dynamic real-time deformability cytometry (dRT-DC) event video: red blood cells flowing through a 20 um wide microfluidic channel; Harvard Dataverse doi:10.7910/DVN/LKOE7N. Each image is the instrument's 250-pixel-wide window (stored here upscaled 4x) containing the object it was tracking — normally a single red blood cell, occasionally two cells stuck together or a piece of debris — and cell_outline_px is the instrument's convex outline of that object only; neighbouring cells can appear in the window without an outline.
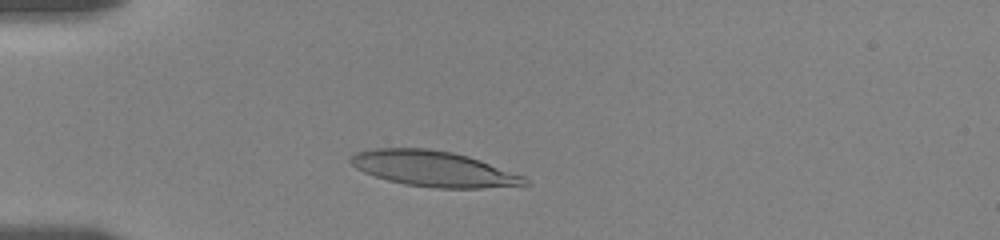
{"species": "human", "species_latin": "Homo sapiens", "temperature_condition": "room temperature", "stored_images_in_passage": 5, "camera_frame_rate_fps": 3000, "um_per_image_px": 0.085, "donor": {"sex": "female"}, "frame": {"image": 1, "passage_image": 3, "time_ms": 2.333, "image_size_px": [1000, 240], "cell_outline_px": [[532, 184], [480, 188], [436, 188], [404, 184], [388, 180], [364, 172], [356, 168], [348, 160], [356, 152], [376, 148], [428, 148], [452, 152], [468, 156], [480, 160], [524, 176]], "centroid_in_image_um": [36.86, 14.34], "position_along_channel_um": 48.1, "area_um2": 35.89}}
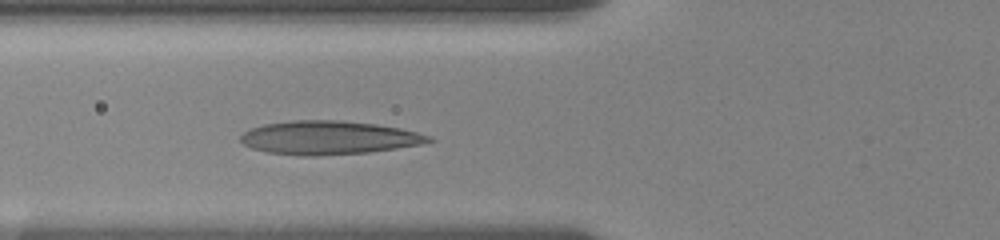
{"frame": {"image": 2, "passage_image": 5, "time_ms": 4.333, "image_size_px": [1000, 240], "cell_outline_px": [[436, 140], [420, 144], [396, 148], [368, 152], [316, 156], [300, 156], [268, 152], [252, 148], [244, 144], [240, 140], [240, 136], [248, 128], [264, 124], [292, 120], [340, 120], [376, 124], [400, 128], [432, 136]], "centroid_in_image_um": [27.92, 11.7], "position_along_channel_um": 97.9, "area_um2": 36.88}}